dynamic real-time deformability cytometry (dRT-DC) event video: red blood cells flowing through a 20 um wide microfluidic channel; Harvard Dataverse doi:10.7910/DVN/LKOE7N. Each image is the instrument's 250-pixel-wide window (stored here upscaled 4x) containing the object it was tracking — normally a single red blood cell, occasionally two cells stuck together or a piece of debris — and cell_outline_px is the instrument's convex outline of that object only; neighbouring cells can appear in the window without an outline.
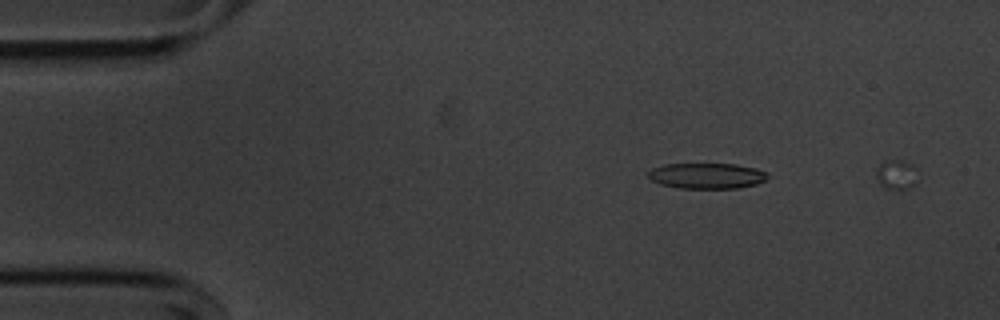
{"species": "common noctule bat (a hibernating species)", "species_latin": "Nyctalus noctula", "temperature_condition": "cold", "stored_images_in_passage": 2, "camera_frame_rate_fps": 3000, "um_per_image_px": 0.085, "animal": {"sex": "male", "body_mass_g": 20.1, "forearm_length_mm": 53.5}, "frame": {"image": 1, "passage_image": 1, "time_ms": 0.0, "image_size_px": [1000, 320], "cell_outline_px": [[768, 176], [764, 180], [756, 184], [736, 188], [680, 188], [660, 184], [652, 180], [648, 176], [648, 172], [652, 168], [664, 164], [736, 164], [756, 168], [764, 172]], "centroid_in_image_um": [60.05, 14.94], "position_along_channel_um": 25.0, "area_um2": 17.69}}